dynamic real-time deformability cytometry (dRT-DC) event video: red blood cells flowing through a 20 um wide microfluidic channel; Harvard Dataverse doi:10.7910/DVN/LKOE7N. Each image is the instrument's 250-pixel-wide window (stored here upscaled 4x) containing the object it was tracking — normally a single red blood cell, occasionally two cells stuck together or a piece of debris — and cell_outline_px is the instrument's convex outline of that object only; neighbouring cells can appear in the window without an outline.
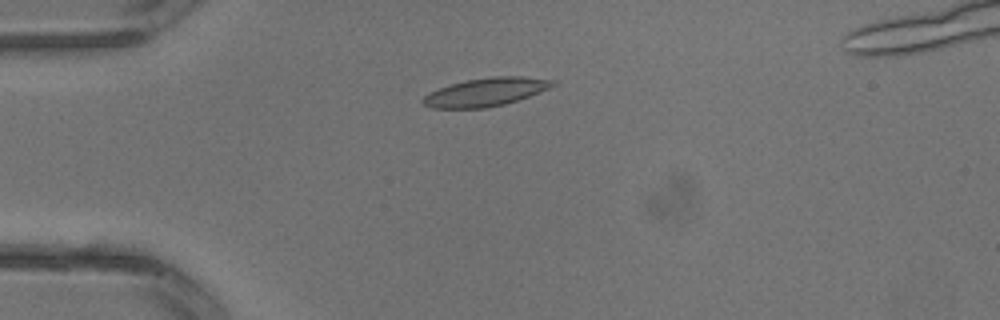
{"species": "common noctule bat (a hibernating species)", "species_latin": "Nyctalus noctula", "temperature_condition": "warm", "stored_images_in_passage": 2, "camera_frame_rate_fps": 3000, "um_per_image_px": 0.085, "animal": {"sex": "male", "body_mass_g": 13.3}, "frame": {"image": 1, "passage_image": 2, "time_ms": 0.333, "image_size_px": [1000, 320], "cell_outline_px": [[556, 84], [540, 92], [504, 104], [484, 108], [432, 108], [424, 104], [420, 100], [428, 92], [452, 84], [468, 80], [492, 76], [520, 76], [556, 80]], "centroid_in_image_um": [41.28, 7.82], "position_along_channel_um": 43.7, "area_um2": 21.15}}